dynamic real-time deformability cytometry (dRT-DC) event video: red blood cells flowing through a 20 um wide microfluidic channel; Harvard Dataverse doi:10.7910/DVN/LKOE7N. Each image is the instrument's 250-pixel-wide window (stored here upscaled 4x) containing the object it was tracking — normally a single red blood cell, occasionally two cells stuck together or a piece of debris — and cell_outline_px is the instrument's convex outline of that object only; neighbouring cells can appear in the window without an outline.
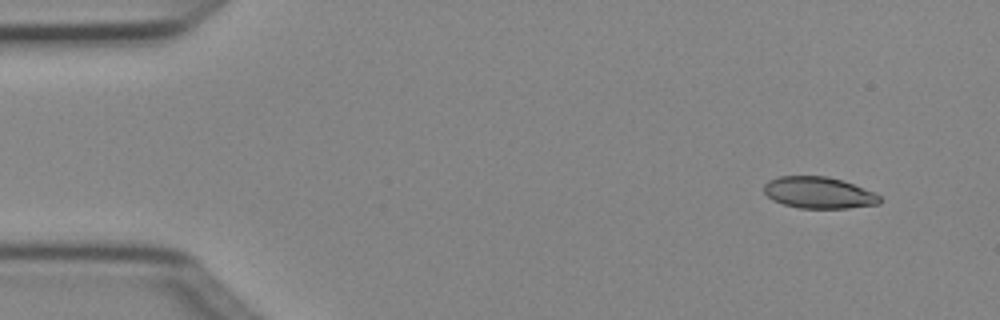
{"species": "Egyptian fruit bat (a non-hibernating species)", "species_latin": "Rousettus aegyptiacus", "temperature_condition": "cold", "stored_images_in_passage": 4, "camera_frame_rate_fps": 3000, "um_per_image_px": 0.085, "animal": {"sex": "female"}, "frame": {"image": 1, "passage_image": 1, "time_ms": 0.0, "image_size_px": [1000, 320], "cell_outline_px": [[884, 200], [880, 204], [848, 208], [800, 208], [784, 204], [772, 200], [764, 192], [764, 184], [768, 180], [780, 176], [828, 176], [844, 180], [872, 192], [880, 196]], "centroid_in_image_um": [69.6, 16.37], "position_along_channel_um": 15.4, "area_um2": 21.39}}
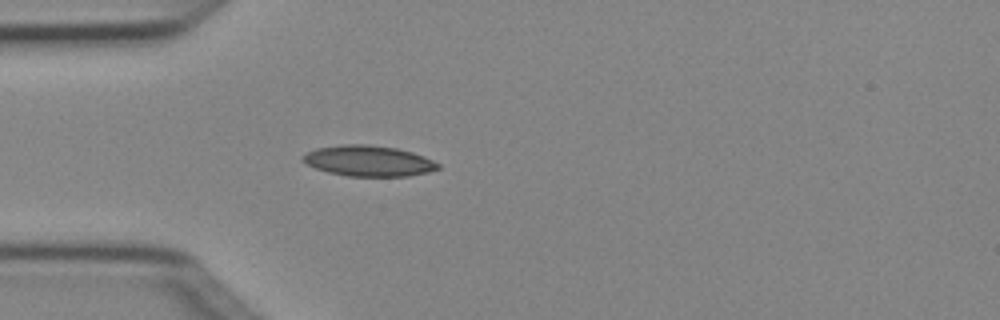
{"frame": {"image": 2, "passage_image": 4, "time_ms": 1.0, "image_size_px": [1000, 320], "cell_outline_px": [[440, 168], [428, 172], [408, 176], [348, 176], [328, 172], [316, 168], [300, 160], [300, 156], [316, 148], [344, 144], [368, 144], [396, 148], [412, 152], [424, 156], [440, 164]], "centroid_in_image_um": [31.32, 13.67], "position_along_channel_um": 53.7, "area_um2": 24.22}}